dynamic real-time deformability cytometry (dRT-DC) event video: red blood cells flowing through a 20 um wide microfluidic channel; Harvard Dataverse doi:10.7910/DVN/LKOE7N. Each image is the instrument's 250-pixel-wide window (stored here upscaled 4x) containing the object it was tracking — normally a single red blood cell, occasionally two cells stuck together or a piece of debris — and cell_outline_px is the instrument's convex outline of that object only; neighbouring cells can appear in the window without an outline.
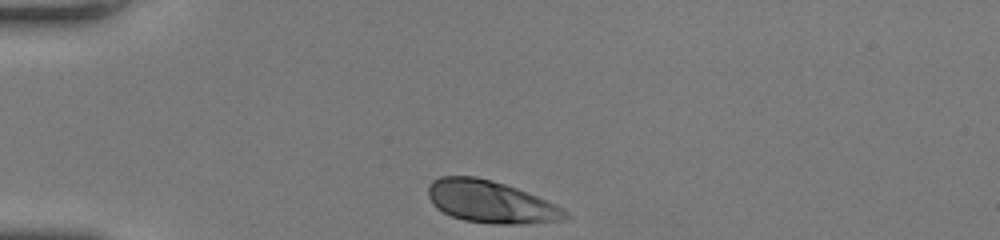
{"species": "human", "species_latin": "Homo sapiens", "temperature_condition": "room temperature", "stored_images_in_passage": 29, "camera_frame_rate_fps": 3000, "um_per_image_px": 0.085, "donor": {"sex": "female"}, "frame": {"image": 1, "passage_image": 1, "time_ms": 0.0, "image_size_px": [1000, 240], "cell_outline_px": [[572, 216], [560, 220], [528, 224], [496, 224], [464, 220], [452, 216], [436, 208], [432, 204], [428, 196], [428, 184], [432, 180], [440, 176], [476, 176], [504, 184], [516, 188], [556, 204], [564, 208]], "centroid_in_image_um": [41.71, 17.16], "position_along_channel_um": 43.3, "area_um2": 33.81}}
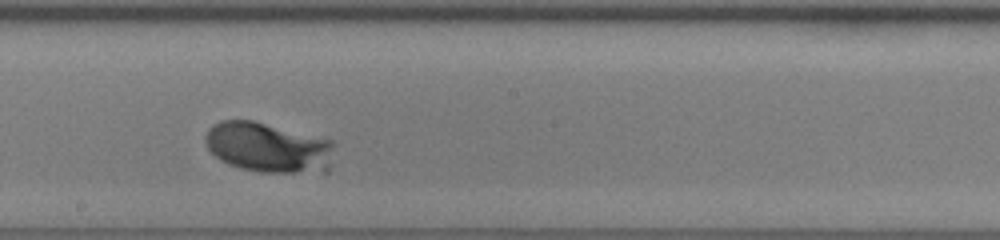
{"frame": {"image": 2, "passage_image": 17, "time_ms": 5.333, "image_size_px": [1000, 240], "cell_outline_px": [[332, 148], [328, 172], [264, 172], [244, 168], [228, 164], [220, 160], [208, 148], [204, 140], [204, 136], [208, 128], [212, 124], [220, 120], [252, 120], [332, 140]], "centroid_in_image_um": [22.76, 12.52], "position_along_channel_um": 225.4, "area_um2": 37.4}}
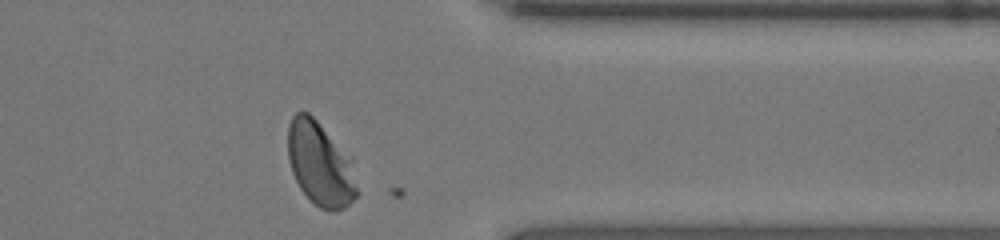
{"frame": {"image": 3, "passage_image": 29, "time_ms": 9.333, "image_size_px": [1000, 240], "cell_outline_px": [[360, 192], [344, 208], [336, 212], [328, 212], [320, 208], [300, 188], [292, 172], [288, 160], [288, 124], [292, 116], [296, 112], [308, 112], [316, 120], [344, 156]], "centroid_in_image_um": [27.13, 13.99], "position_along_channel_um": 384.3, "area_um2": 32.25}, "authors_computed_cell_mechanics": {"area_um2": 35.547, "velocity_mm_per_s": 4.1408, "shape_relaxation_time_tau1_ms": 1.6791, "shape_relaxation_time_tau2_ms": null, "deformation_change_tau1": 0.1019, "deformation_change_tau2": null}}